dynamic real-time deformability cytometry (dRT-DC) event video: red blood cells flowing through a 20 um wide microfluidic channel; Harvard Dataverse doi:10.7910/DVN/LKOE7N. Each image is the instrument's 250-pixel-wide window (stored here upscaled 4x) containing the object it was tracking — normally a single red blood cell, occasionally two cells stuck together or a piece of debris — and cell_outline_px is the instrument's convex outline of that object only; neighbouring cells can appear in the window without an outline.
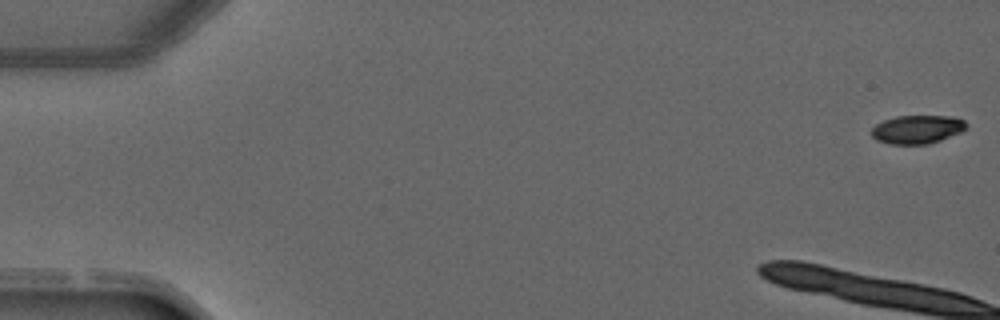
{"species": "common noctule bat (a hibernating species)", "species_latin": "Nyctalus noctula", "temperature_condition": "warm", "stored_images_in_passage": 5, "segment_of_instrument_passage": [2, 2], "camera_frame_rate_fps": 3000, "um_per_image_px": 0.085, "animal": {"sex": "male", "forearm_length_mm": 52.5}, "frame": {"image": 1, "passage_image": 5, "time_ms": 5.0, "image_size_px": [1000, 320], "cell_outline_px": [[968, 128], [960, 132], [940, 140], [928, 144], [888, 144], [876, 140], [872, 136], [872, 128], [876, 124], [884, 120], [896, 116], [952, 116], [964, 120], [968, 124]], "centroid_in_image_um": [77.97, 10.99], "position_along_channel_um": 7.0, "area_um2": 15.78}}